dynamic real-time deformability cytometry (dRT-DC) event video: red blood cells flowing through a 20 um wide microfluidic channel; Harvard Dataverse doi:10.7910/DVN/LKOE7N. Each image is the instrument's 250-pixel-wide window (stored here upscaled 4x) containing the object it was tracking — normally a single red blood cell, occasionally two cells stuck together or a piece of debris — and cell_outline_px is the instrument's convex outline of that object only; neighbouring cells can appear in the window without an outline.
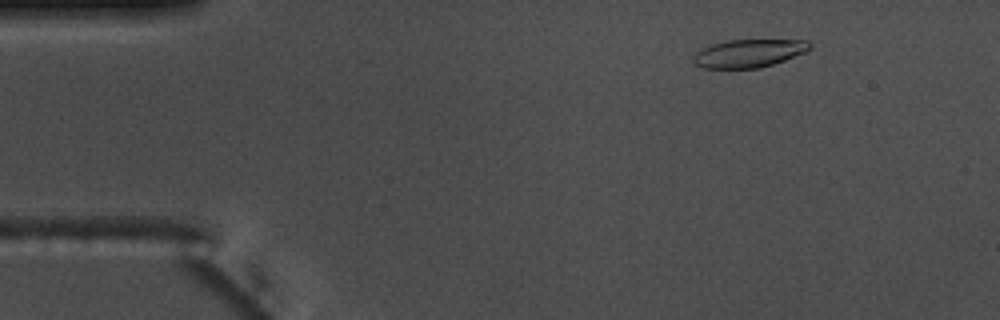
{"species": "common noctule bat (a hibernating species)", "species_latin": "Nyctalus noctula", "temperature_condition": "warm", "stored_images_in_passage": 55, "camera_frame_rate_fps": 3000, "um_per_image_px": 0.085, "animal": {"sex": "male", "body_mass_g": 17.5, "forearm_length_mm": 52.3}, "frame": {"image": 1, "passage_image": 7, "time_ms": 2.0, "image_size_px": [1000, 320], "cell_outline_px": [[812, 48], [804, 52], [784, 60], [760, 68], [704, 68], [696, 64], [692, 60], [692, 56], [700, 48], [712, 44], [728, 40], [808, 40], [812, 44]], "centroid_in_image_um": [63.63, 4.52], "position_along_channel_um": 21.4, "area_um2": 19.02}}
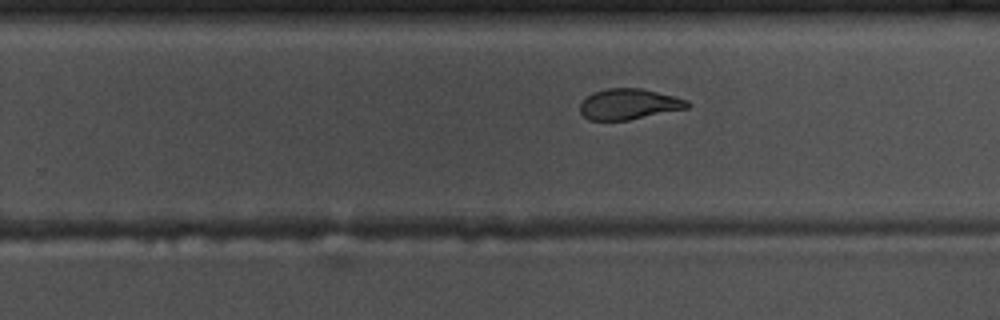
{"frame": {"image": 2, "passage_image": 34, "time_ms": 11.0, "image_size_px": [1000, 320], "cell_outline_px": [[688, 108], [628, 120], [588, 120], [580, 112], [580, 104], [592, 92], [608, 88], [640, 88], [688, 100]], "centroid_in_image_um": [53.42, 8.85], "position_along_channel_um": 276.4, "area_um2": 18.96}}
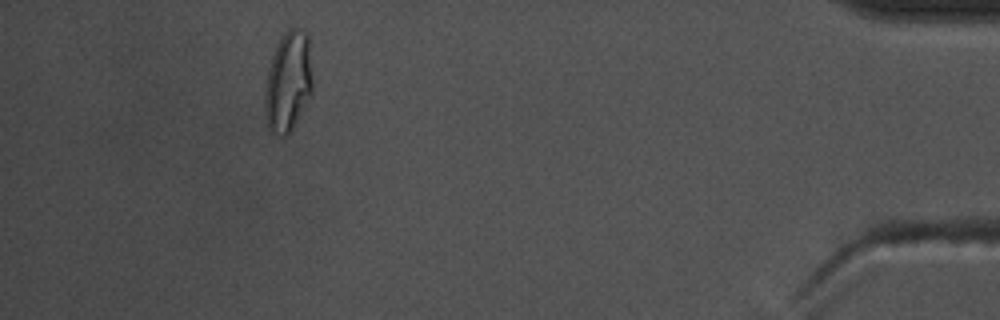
{"frame": {"image": 3, "passage_image": 50, "time_ms": 16.333, "image_size_px": [1000, 320], "cell_outline_px": [[312, 96], [288, 136], [280, 136], [272, 132], [268, 128], [264, 108], [264, 92], [268, 68], [276, 44], [280, 36], [288, 28], [300, 28], [308, 32], [312, 80]], "centroid_in_image_um": [24.5, 6.94], "position_along_channel_um": 410.7, "area_um2": 28.55}, "authors_computed_cell_mechanics": {"area_um2": 20.23, "velocity_mm_per_s": 3.6954, "shape_relaxation_time_tau1_ms": 4.8076, "shape_relaxation_time_tau2_ms": 2.3384, "deformation_change_tau1": 0.1956, "deformation_change_tau2": 0.0979}}